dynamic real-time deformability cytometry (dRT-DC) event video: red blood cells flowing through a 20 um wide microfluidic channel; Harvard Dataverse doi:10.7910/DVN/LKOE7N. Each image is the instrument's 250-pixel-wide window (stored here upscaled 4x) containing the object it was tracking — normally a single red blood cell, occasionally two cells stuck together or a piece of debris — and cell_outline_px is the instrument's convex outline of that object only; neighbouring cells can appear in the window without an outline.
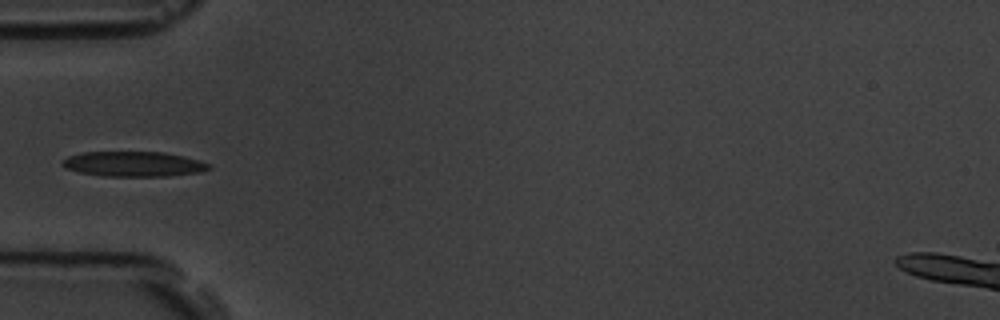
{"species": "common noctule bat (a hibernating species)", "species_latin": "Nyctalus noctula", "temperature_condition": "room temperature", "stored_images_in_passage": 2, "camera_frame_rate_fps": 3000, "um_per_image_px": 0.085, "animal": {"sex": "male", "body_mass_g": 19.5, "forearm_length_mm": 54.6}, "frame": {"image": 1, "passage_image": 1, "time_ms": 0.0, "image_size_px": [1000, 320], "cell_outline_px": [[212, 168], [200, 172], [168, 176], [104, 176], [80, 172], [64, 168], [60, 164], [68, 156], [80, 152], [164, 152], [184, 156], [200, 160], [212, 164]], "centroid_in_image_um": [11.38, 13.94], "position_along_channel_um": 73.6, "area_um2": 21.56}}
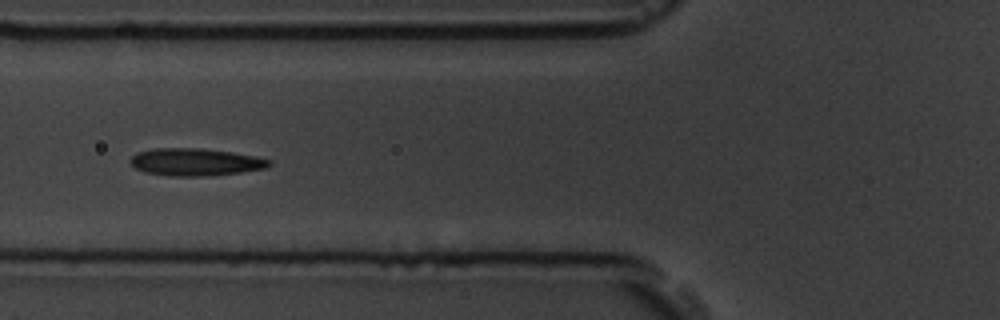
{"frame": {"image": 2, "passage_image": 2, "time_ms": 1.0, "image_size_px": [1000, 320], "cell_outline_px": [[272, 164], [264, 168], [240, 172], [204, 176], [172, 176], [144, 172], [136, 168], [128, 160], [136, 152], [152, 148], [200, 148], [232, 152], [256, 156], [272, 160]], "centroid_in_image_um": [16.58, 13.76], "position_along_channel_um": 109.2, "area_um2": 22.2}}